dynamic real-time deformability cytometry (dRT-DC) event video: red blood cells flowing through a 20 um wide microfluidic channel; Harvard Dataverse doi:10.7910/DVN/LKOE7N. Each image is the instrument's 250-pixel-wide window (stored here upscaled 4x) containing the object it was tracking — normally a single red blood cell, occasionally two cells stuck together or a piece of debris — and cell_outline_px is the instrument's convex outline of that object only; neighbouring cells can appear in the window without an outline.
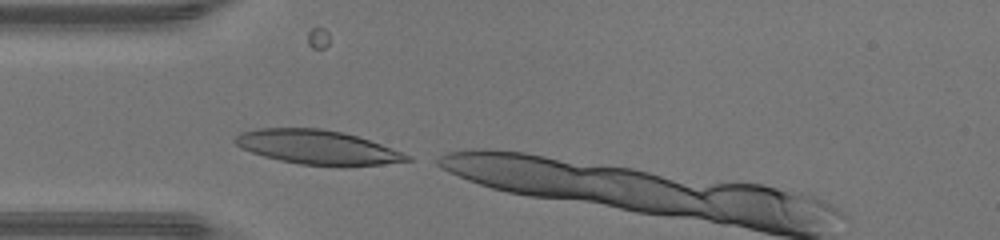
{"species": "human", "species_latin": "Homo sapiens", "temperature_condition": "warm", "stored_images_in_passage": 5, "camera_frame_rate_fps": 3000, "um_per_image_px": 0.085, "donor": {"sex": "male"}, "frame": {"image": 1, "passage_image": 1, "time_ms": 0.0, "image_size_px": [1000, 240], "cell_outline_px": [[412, 160], [380, 164], [344, 168], [300, 164], [280, 160], [264, 156], [240, 148], [232, 140], [240, 132], [256, 128], [320, 128], [344, 132], [380, 144], [412, 156]], "centroid_in_image_um": [26.96, 12.53], "position_along_channel_um": 58.0, "area_um2": 34.56}}
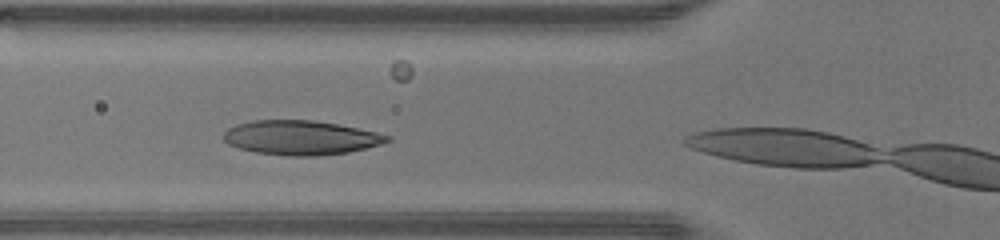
{"frame": {"image": 2, "passage_image": 4, "time_ms": 1.0, "image_size_px": [1000, 240], "cell_outline_px": [[392, 140], [380, 144], [348, 152], [316, 156], [288, 156], [256, 152], [240, 148], [228, 144], [224, 140], [224, 132], [228, 128], [236, 124], [252, 120], [312, 120], [336, 124], [376, 132], [392, 136]], "centroid_in_image_um": [25.55, 11.7], "position_along_channel_um": 100.2, "area_um2": 32.6}}